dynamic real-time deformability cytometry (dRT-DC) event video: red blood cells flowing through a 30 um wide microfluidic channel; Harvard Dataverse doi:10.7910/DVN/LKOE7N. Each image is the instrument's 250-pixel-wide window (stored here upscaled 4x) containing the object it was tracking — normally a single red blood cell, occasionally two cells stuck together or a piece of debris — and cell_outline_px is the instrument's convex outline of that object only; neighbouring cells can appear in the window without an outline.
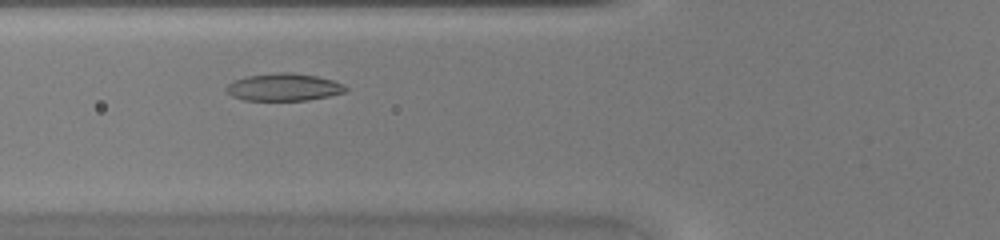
{"species": "common noctule bat (a hibernating species)", "species_latin": "Nyctalus noctula", "temperature_condition": "warm", "stored_images_in_passage": 35, "camera_frame_rate_fps": 3000, "um_per_image_px": 0.085, "animal": {"sex": "female", "body_mass_g": 20.0, "forearm_length_mm": 54.0}, "frame": {"image": 1, "passage_image": 7, "time_ms": 2.0, "image_size_px": [1000, 240], "cell_outline_px": [[348, 92], [308, 100], [244, 100], [232, 96], [224, 88], [232, 80], [248, 76], [276, 72], [288, 72], [316, 76], [332, 80], [344, 84], [348, 88]], "centroid_in_image_um": [24.13, 7.41], "position_along_channel_um": 101.7, "area_um2": 19.13}}
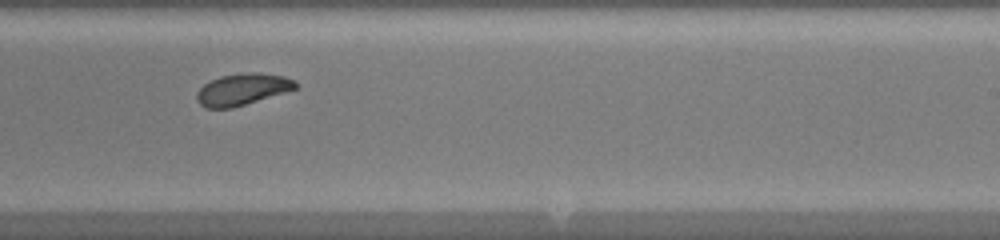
{"frame": {"image": 2, "passage_image": 18, "time_ms": 5.667, "image_size_px": [1000, 240], "cell_outline_px": [[296, 88], [232, 108], [204, 108], [196, 100], [196, 92], [204, 84], [220, 76], [252, 72], [256, 72], [284, 76], [296, 80]], "centroid_in_image_um": [20.56, 7.59], "position_along_channel_um": 268.4, "area_um2": 17.92}}
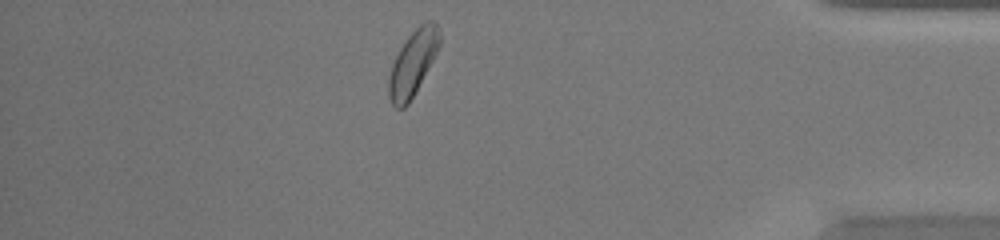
{"frame": {"image": 3, "passage_image": 29, "time_ms": 9.333, "image_size_px": [1000, 240], "cell_outline_px": [[440, 44], [432, 60], [408, 104], [404, 108], [396, 108], [392, 104], [388, 96], [388, 76], [392, 64], [400, 48], [408, 36], [424, 20], [432, 20], [436, 24], [440, 32]], "centroid_in_image_um": [35.07, 5.34], "position_along_channel_um": 400.1, "area_um2": 18.96}}